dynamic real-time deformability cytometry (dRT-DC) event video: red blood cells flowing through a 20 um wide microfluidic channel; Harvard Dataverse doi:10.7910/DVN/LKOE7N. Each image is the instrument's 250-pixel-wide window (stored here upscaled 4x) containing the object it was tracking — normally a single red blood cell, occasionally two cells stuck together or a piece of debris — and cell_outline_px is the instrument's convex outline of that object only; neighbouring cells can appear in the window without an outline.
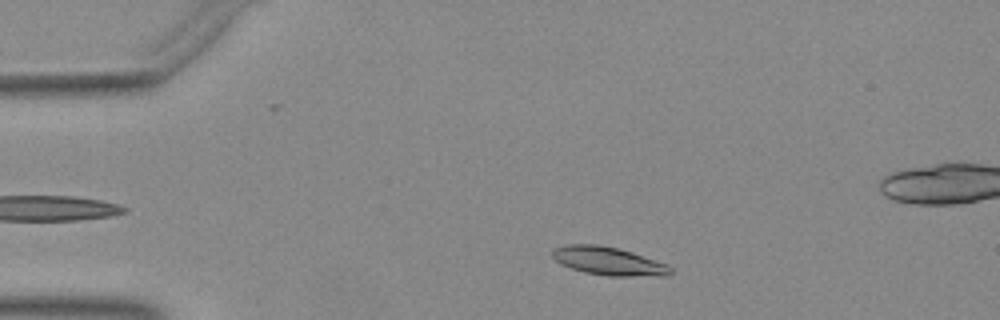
{"species": "Egyptian fruit bat (a non-hibernating species)", "species_latin": "Rousettus aegyptiacus", "temperature_condition": "warm", "stored_images_in_passage": 32, "camera_frame_rate_fps": 3000, "um_per_image_px": 0.085, "animal": {"sex": "female"}, "frame": {"image": 1, "passage_image": 6, "time_ms": 1.667, "image_size_px": [1000, 320], "cell_outline_px": [[672, 272], [668, 276], [608, 276], [584, 272], [560, 264], [552, 256], [552, 252], [556, 248], [568, 244], [596, 244], [620, 248], [668, 264], [672, 268]], "centroid_in_image_um": [51.76, 22.19], "position_along_channel_um": 33.2, "area_um2": 19.54}}
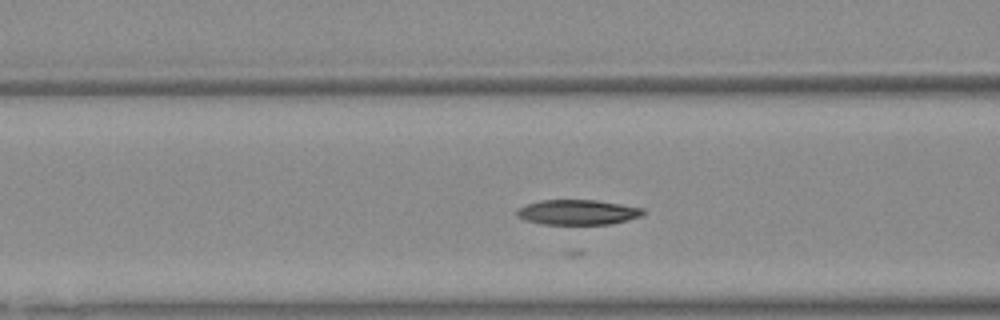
{"frame": {"image": 2, "passage_image": 16, "time_ms": 5.0, "image_size_px": [1000, 320], "cell_outline_px": [[644, 212], [640, 216], [628, 220], [612, 224], [540, 224], [524, 220], [516, 216], [516, 212], [524, 204], [540, 200], [596, 200], [644, 208]], "centroid_in_image_um": [49.07, 18.04], "position_along_channel_um": 117.5, "area_um2": 18.5}}
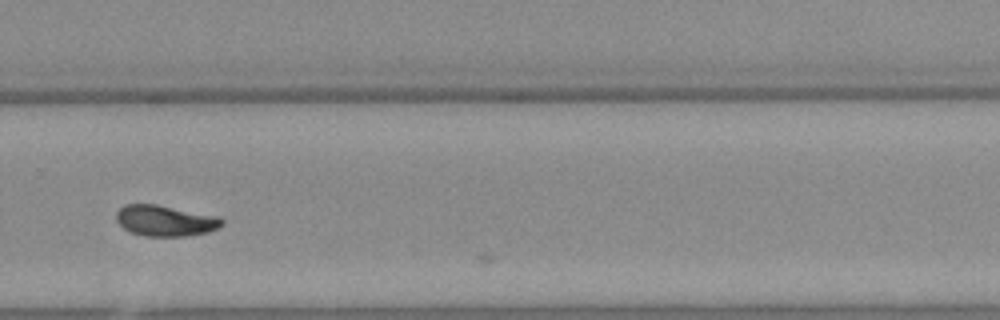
{"frame": {"image": 3, "passage_image": 31, "time_ms": 10.0, "image_size_px": [1000, 320], "cell_outline_px": [[224, 224], [208, 232], [188, 236], [144, 236], [132, 232], [124, 228], [116, 220], [116, 212], [124, 204], [156, 204], [216, 216], [224, 220]], "centroid_in_image_um": [14.03, 18.76], "position_along_channel_um": 315.8, "area_um2": 18.9}}